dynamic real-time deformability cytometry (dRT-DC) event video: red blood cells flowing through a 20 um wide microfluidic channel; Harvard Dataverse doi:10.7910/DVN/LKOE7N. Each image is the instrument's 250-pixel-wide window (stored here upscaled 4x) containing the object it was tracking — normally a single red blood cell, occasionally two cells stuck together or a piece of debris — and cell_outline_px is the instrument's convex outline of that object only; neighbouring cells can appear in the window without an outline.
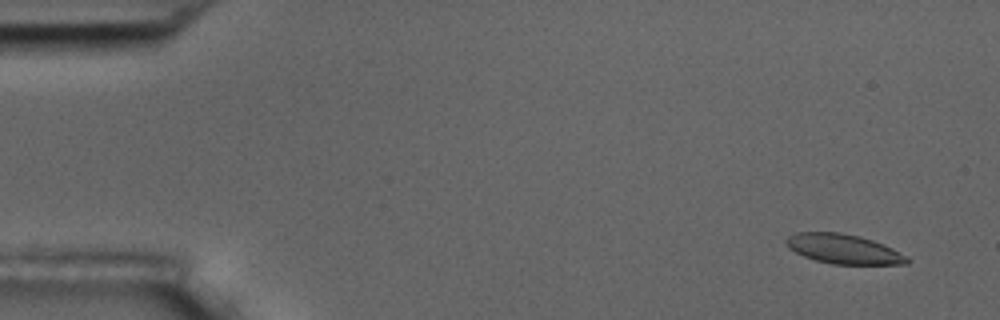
{"species": "common noctule bat (a hibernating species)", "species_latin": "Nyctalus noctula", "temperature_condition": "room temperature", "stored_images_in_passage": 8, "camera_frame_rate_fps": 3000, "um_per_image_px": 0.085, "animal": {"sex": "male", "body_mass_g": 17.5, "forearm_length_mm": 52.3}, "frame": {"image": 1, "passage_image": 2, "time_ms": 1.0, "image_size_px": [1000, 320], "cell_outline_px": [[912, 260], [908, 264], [832, 264], [816, 260], [804, 256], [788, 248], [784, 240], [788, 236], [796, 232], [840, 232], [860, 236], [872, 240], [892, 248], [908, 256]], "centroid_in_image_um": [71.71, 21.16], "position_along_channel_um": 13.3, "area_um2": 20.92}}
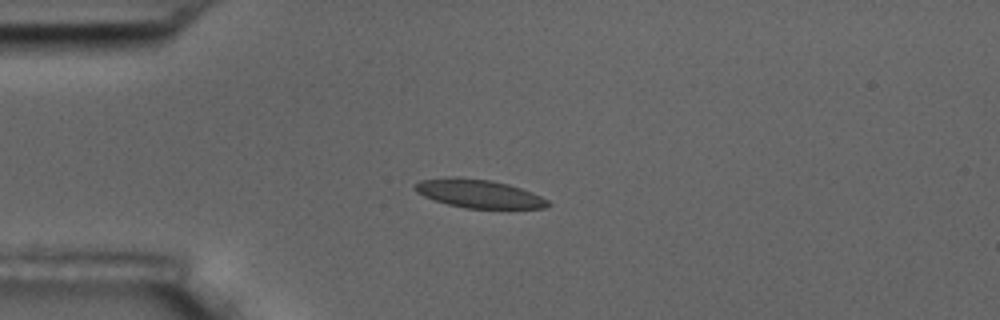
{"frame": {"image": 2, "passage_image": 5, "time_ms": 4.667, "image_size_px": [1000, 320], "cell_outline_px": [[552, 204], [544, 208], [464, 208], [448, 204], [424, 196], [416, 192], [412, 188], [420, 180], [452, 176], [456, 176], [492, 180], [508, 184], [532, 192], [548, 200]], "centroid_in_image_um": [40.68, 16.45], "position_along_channel_um": 44.3, "area_um2": 22.02}}